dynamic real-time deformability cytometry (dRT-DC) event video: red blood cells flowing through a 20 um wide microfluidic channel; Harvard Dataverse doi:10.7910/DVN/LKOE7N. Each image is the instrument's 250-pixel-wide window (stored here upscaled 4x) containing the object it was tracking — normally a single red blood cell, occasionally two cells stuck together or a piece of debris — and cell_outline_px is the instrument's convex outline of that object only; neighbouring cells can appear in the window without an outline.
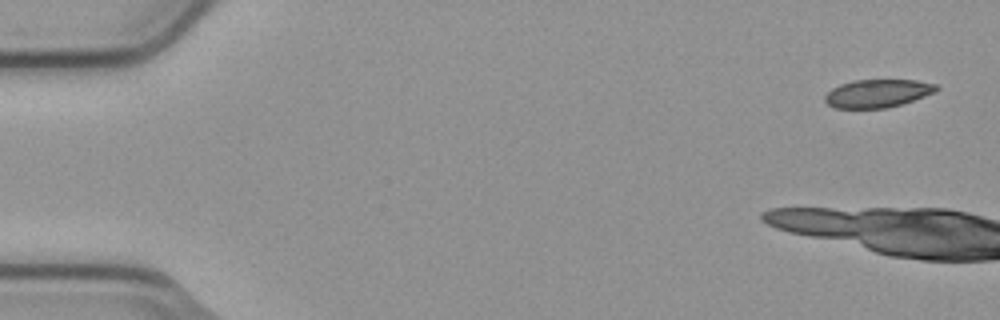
{"species": "common noctule bat (a hibernating species)", "species_latin": "Nyctalus noctula", "temperature_condition": "cold", "stored_images_in_passage": 7, "camera_frame_rate_fps": 3000, "um_per_image_px": 0.085, "animal": {"sex": "male", "body_mass_g": 23.1, "forearm_length_mm": 52.7}, "frame": {"image": 1, "passage_image": 1, "time_ms": 0.0, "image_size_px": [1000, 320], "cell_outline_px": [[940, 88], [936, 92], [888, 108], [832, 108], [824, 100], [824, 96], [832, 88], [840, 84], [856, 80], [916, 80], [936, 84]], "centroid_in_image_um": [74.58, 7.94], "position_along_channel_um": 10.4, "area_um2": 18.21}}